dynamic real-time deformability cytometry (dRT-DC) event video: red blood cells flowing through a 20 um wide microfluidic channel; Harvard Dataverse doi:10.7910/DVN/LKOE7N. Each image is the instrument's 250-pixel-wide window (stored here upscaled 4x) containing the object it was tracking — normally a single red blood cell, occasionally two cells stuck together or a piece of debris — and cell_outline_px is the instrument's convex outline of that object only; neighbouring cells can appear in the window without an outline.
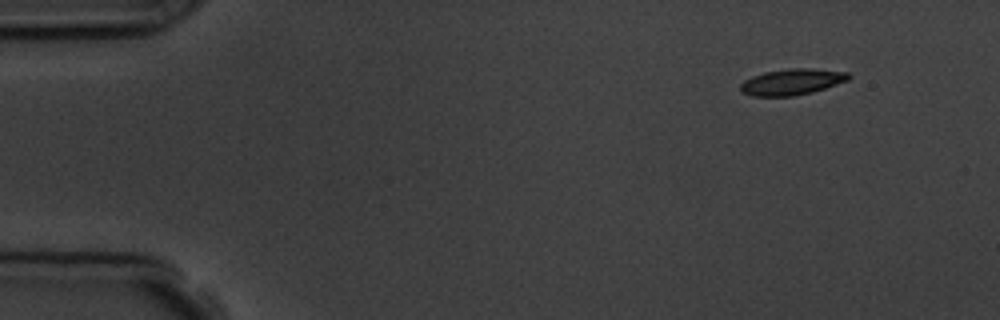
{"species": "common noctule bat (a hibernating species)", "species_latin": "Nyctalus noctula", "temperature_condition": "room temperature", "stored_images_in_passage": 4, "camera_frame_rate_fps": 3000, "um_per_image_px": 0.085, "animal": {"sex": "male", "body_mass_g": 19.5, "forearm_length_mm": 54.6}, "frame": {"image": 1, "passage_image": 1, "time_ms": 0.0, "image_size_px": [1000, 320], "cell_outline_px": [[852, 76], [848, 80], [812, 92], [792, 96], [752, 96], [740, 92], [740, 84], [744, 80], [752, 76], [764, 72], [788, 68], [812, 68], [848, 72]], "centroid_in_image_um": [67.29, 6.95], "position_along_channel_um": 17.7, "area_um2": 16.53}}
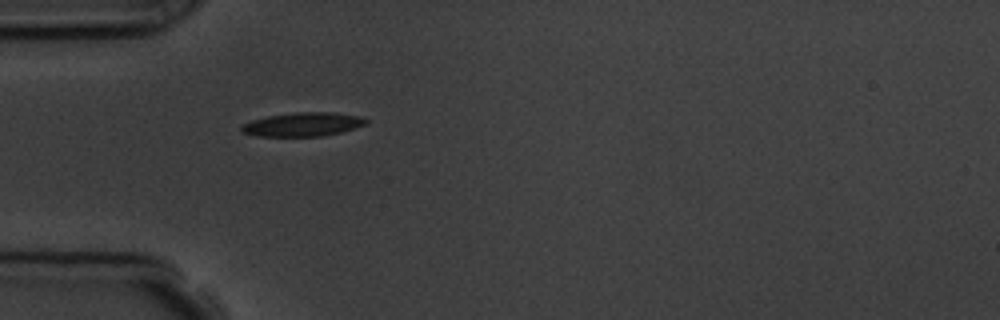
{"frame": {"image": 2, "passage_image": 4, "time_ms": 3.667, "image_size_px": [1000, 320], "cell_outline_px": [[368, 124], [340, 132], [320, 136], [256, 136], [244, 132], [240, 128], [244, 124], [252, 120], [268, 116], [296, 112], [336, 112], [360, 116], [368, 120]], "centroid_in_image_um": [25.79, 10.56], "position_along_channel_um": 59.2, "area_um2": 17.17}}